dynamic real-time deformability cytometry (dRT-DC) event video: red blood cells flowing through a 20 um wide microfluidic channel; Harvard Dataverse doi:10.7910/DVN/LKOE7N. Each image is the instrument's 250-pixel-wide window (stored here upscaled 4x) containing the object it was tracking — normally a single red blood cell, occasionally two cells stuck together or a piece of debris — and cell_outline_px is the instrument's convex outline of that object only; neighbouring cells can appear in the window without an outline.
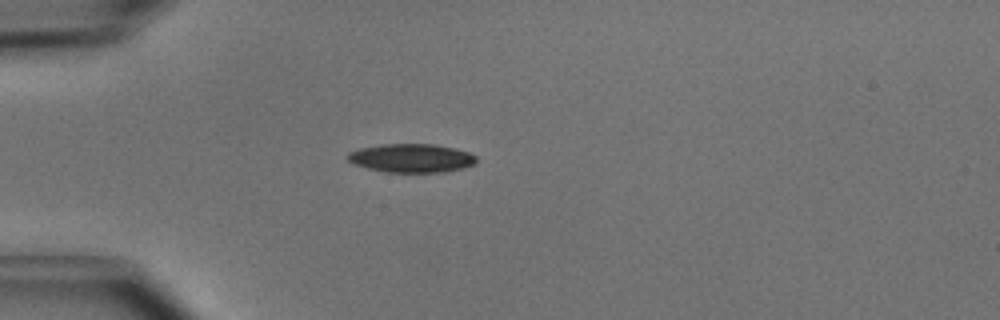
{"species": "common noctule bat (a hibernating species)", "species_latin": "Nyctalus noctula", "temperature_condition": "cold", "stored_images_in_passage": 3, "camera_frame_rate_fps": 3000, "um_per_image_px": 0.085, "animal": {"sex": "male", "body_mass_g": 15.6}, "frame": {"image": 1, "passage_image": 3, "time_ms": 0.667, "image_size_px": [1000, 320], "cell_outline_px": [[476, 164], [444, 172], [388, 172], [368, 168], [352, 164], [348, 160], [348, 152], [360, 148], [380, 144], [436, 144], [456, 148], [468, 152], [476, 156]], "centroid_in_image_um": [34.97, 13.43], "position_along_channel_um": 50.0, "area_um2": 21.5}}